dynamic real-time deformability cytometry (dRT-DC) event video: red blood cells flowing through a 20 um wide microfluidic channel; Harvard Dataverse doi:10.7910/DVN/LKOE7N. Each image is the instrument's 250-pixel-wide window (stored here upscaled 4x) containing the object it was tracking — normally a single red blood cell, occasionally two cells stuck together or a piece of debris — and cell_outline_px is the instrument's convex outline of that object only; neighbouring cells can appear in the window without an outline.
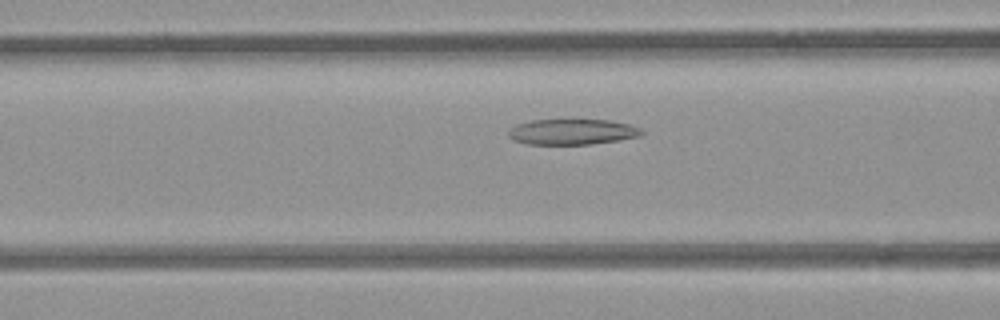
{"species": "common noctule bat (a hibernating species)", "species_latin": "Nyctalus noctula", "temperature_condition": "room temperature", "stored_images_in_passage": 18, "camera_frame_rate_fps": 3000, "um_per_image_px": 0.085, "animal": {"sex": "female", "body_mass_g": 21.9}, "frame": {"image": 1, "passage_image": 13, "time_ms": 4.0, "image_size_px": [1000, 320], "cell_outline_px": [[644, 132], [640, 136], [620, 140], [592, 144], [528, 144], [512, 140], [508, 136], [508, 132], [516, 124], [532, 120], [572, 116], [608, 120], [628, 124], [640, 128]], "centroid_in_image_um": [48.63, 11.15], "position_along_channel_um": 118.0, "area_um2": 20.92}}
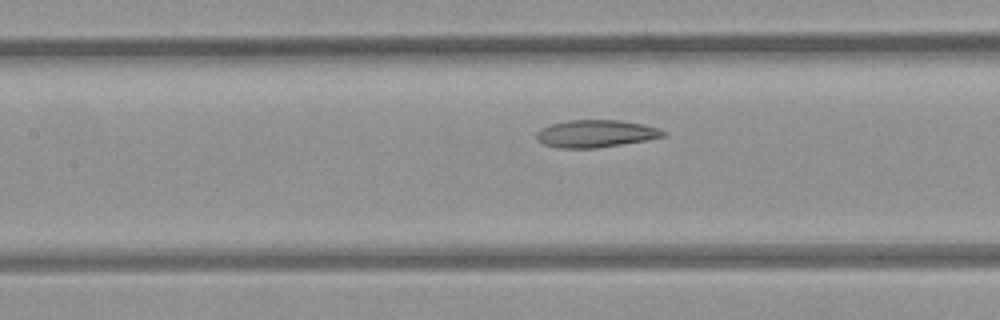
{"frame": {"image": 2, "passage_image": 16, "time_ms": 5.0, "image_size_px": [1000, 320], "cell_outline_px": [[664, 136], [644, 140], [596, 148], [560, 148], [544, 144], [536, 140], [536, 132], [540, 128], [552, 124], [568, 120], [620, 120], [644, 124], [660, 128], [664, 132]], "centroid_in_image_um": [50.59, 11.35], "position_along_channel_um": 156.8, "area_um2": 20.11}}